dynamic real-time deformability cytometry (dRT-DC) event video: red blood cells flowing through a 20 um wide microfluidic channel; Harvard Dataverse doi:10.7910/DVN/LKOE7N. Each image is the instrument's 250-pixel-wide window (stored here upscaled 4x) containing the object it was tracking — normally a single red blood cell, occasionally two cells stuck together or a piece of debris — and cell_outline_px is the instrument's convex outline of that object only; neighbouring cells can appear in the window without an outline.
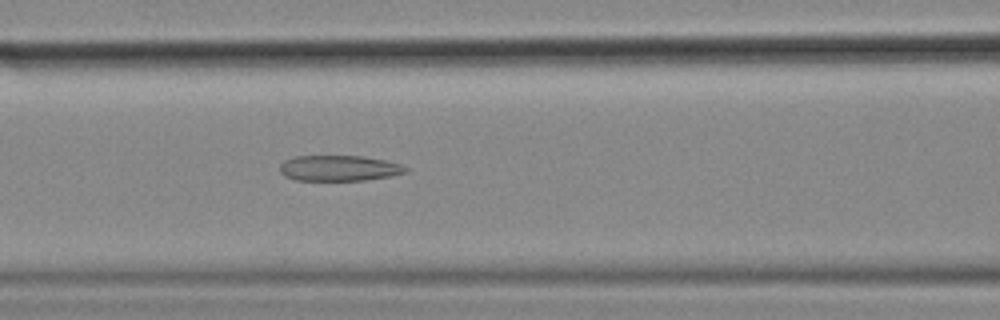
{"species": "common noctule bat (a hibernating species)", "species_latin": "Nyctalus noctula", "temperature_condition": "cold", "stored_images_in_passage": 47, "camera_frame_rate_fps": 3000, "um_per_image_px": 0.085, "animal": {"sex": "female", "body_mass_g": 18.4}, "frame": {"image": 1, "passage_image": 14, "time_ms": 4.333, "image_size_px": [1000, 320], "cell_outline_px": [[408, 172], [392, 176], [364, 180], [296, 180], [284, 176], [280, 172], [280, 164], [284, 160], [296, 156], [364, 156], [384, 160], [400, 164], [408, 168]], "centroid_in_image_um": [28.82, 14.29], "position_along_channel_um": 137.8, "area_um2": 18.84}}
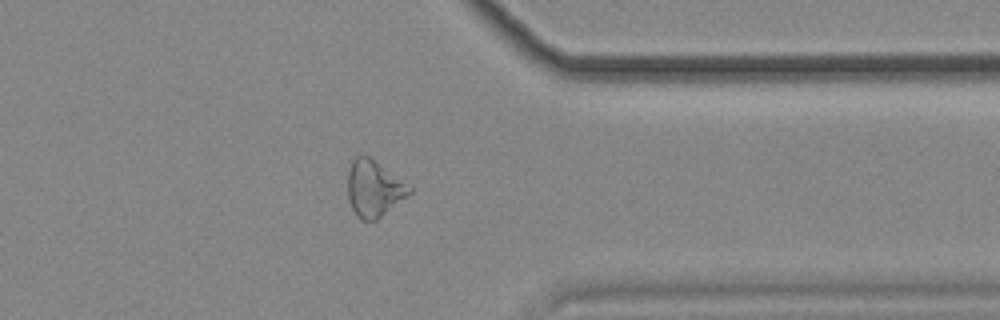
{"frame": {"image": 2, "passage_image": 35, "time_ms": 11.333, "image_size_px": [1000, 320], "cell_outline_px": [[412, 192], [408, 196], [376, 220], [360, 220], [356, 216], [348, 200], [348, 172], [352, 160], [356, 156], [368, 156], [412, 188]], "centroid_in_image_um": [31.76, 16.06], "position_along_channel_um": 379.6, "area_um2": 19.88}}
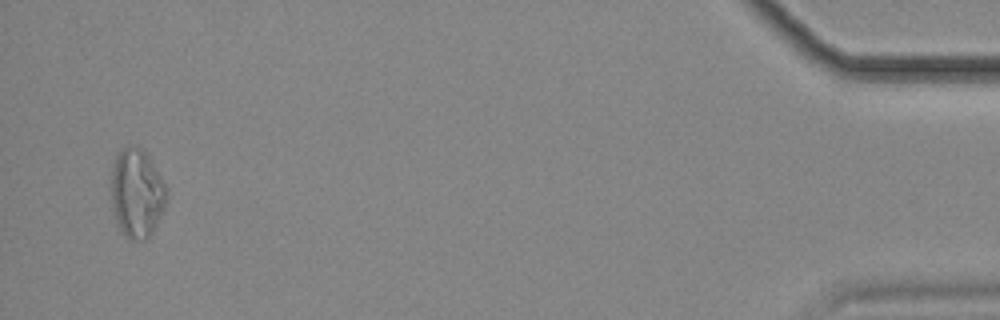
{"frame": {"image": 3, "passage_image": 45, "time_ms": 14.667, "image_size_px": [1000, 320], "cell_outline_px": [[168, 196], [164, 208], [152, 232], [144, 240], [128, 240], [120, 232], [116, 224], [112, 204], [112, 164], [116, 156], [128, 144], [136, 144], [148, 156], [168, 188]], "centroid_in_image_um": [11.63, 16.43], "position_along_channel_um": 423.6, "area_um2": 28.9}, "authors_computed_cell_mechanics": {"area_um2": 20.519, "velocity_mm_per_s": 3.5733, "shape_relaxation_time_tau1_ms": null, "shape_relaxation_time_tau2_ms": 5.7806, "deformation_change_tau1": null, "deformation_change_tau2": 0.1795}}